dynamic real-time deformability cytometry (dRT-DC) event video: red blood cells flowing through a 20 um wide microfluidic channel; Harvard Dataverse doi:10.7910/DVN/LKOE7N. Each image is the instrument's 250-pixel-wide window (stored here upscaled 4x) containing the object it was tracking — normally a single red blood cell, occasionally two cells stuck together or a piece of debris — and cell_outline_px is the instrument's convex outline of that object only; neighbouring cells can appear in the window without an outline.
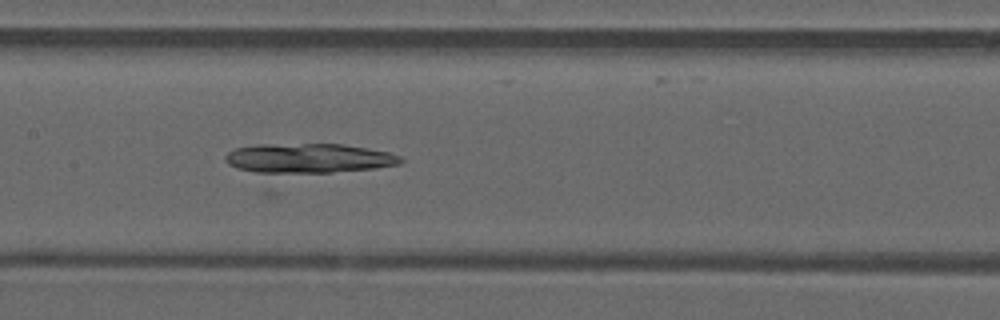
{"species": "common noctule bat (a hibernating species)", "species_latin": "Nyctalus noctula", "temperature_condition": "warm", "stored_images_in_passage": 19, "camera_frame_rate_fps": 3000, "um_per_image_px": 0.085, "animal": {"sex": "male", "forearm_length_mm": 52.5}, "frame": {"image": 1, "passage_image": 12, "time_ms": 3.667, "image_size_px": [1000, 320], "cell_outline_px": [[404, 160], [400, 164], [376, 168], [332, 172], [272, 176], [264, 176], [236, 168], [228, 164], [224, 160], [224, 156], [228, 152], [236, 148], [256, 144], [340, 144], [388, 152], [400, 156]], "centroid_in_image_um": [26.1, 13.5], "position_along_channel_um": 181.3, "area_um2": 31.33}}